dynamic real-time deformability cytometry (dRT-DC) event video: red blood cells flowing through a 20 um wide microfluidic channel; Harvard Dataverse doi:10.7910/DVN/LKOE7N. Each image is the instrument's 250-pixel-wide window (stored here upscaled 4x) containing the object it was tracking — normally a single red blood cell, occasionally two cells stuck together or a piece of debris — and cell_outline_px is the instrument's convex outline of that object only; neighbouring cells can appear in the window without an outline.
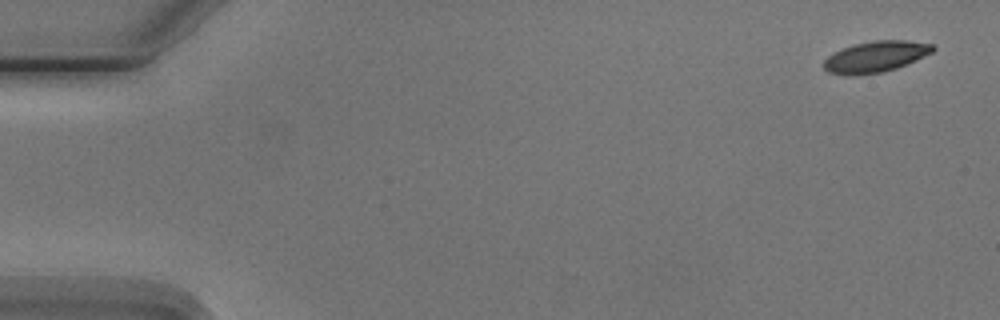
{"species": "Egyptian fruit bat (a non-hibernating species)", "species_latin": "Rousettus aegyptiacus", "temperature_condition": "cold", "stored_images_in_passage": 9, "camera_frame_rate_fps": 3000, "um_per_image_px": 0.085, "animal": {"sex": "male"}, "frame": {"image": 1, "passage_image": 1, "time_ms": 0.0, "image_size_px": [1000, 320], "cell_outline_px": [[936, 48], [932, 52], [908, 64], [884, 72], [852, 76], [848, 76], [828, 72], [824, 68], [824, 60], [828, 56], [844, 48], [856, 44], [876, 40], [904, 40], [932, 44]], "centroid_in_image_um": [74.44, 4.84], "position_along_channel_um": 10.6, "area_um2": 19.65}}
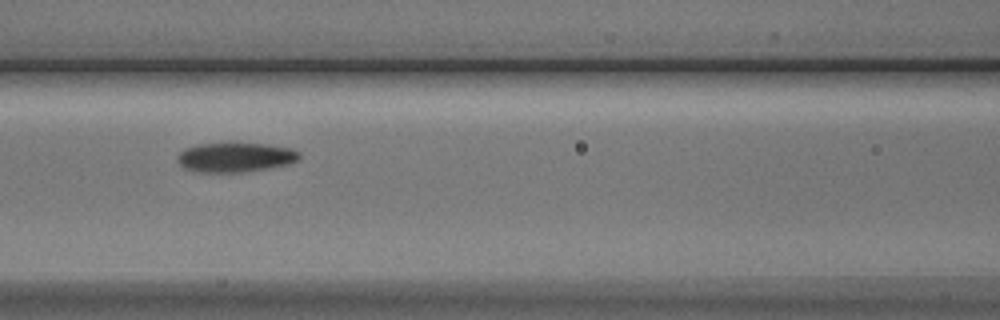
{"frame": {"image": 2, "passage_image": 7, "time_ms": 7.333, "image_size_px": [1000, 320], "cell_outline_px": [[300, 160], [288, 164], [272, 168], [244, 172], [192, 172], [184, 168], [176, 160], [176, 156], [184, 148], [200, 144], [264, 144], [292, 148], [300, 152]], "centroid_in_image_um": [20.01, 13.39], "position_along_channel_um": 146.6, "area_um2": 21.1}}
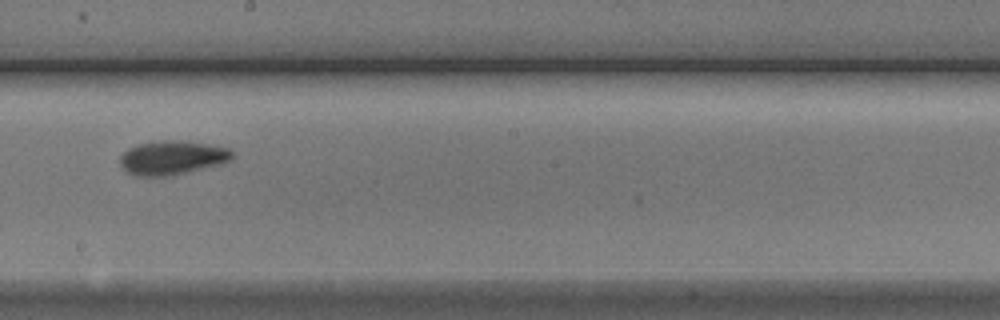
{"frame": {"image": 3, "passage_image": 9, "time_ms": 9.667, "image_size_px": [1000, 320], "cell_outline_px": [[232, 156], [228, 160], [216, 164], [168, 176], [136, 176], [128, 172], [120, 164], [120, 156], [128, 148], [136, 144], [160, 140], [188, 140], [228, 148], [232, 152]], "centroid_in_image_um": [14.56, 13.37], "position_along_channel_um": 233.6, "area_um2": 21.91}}